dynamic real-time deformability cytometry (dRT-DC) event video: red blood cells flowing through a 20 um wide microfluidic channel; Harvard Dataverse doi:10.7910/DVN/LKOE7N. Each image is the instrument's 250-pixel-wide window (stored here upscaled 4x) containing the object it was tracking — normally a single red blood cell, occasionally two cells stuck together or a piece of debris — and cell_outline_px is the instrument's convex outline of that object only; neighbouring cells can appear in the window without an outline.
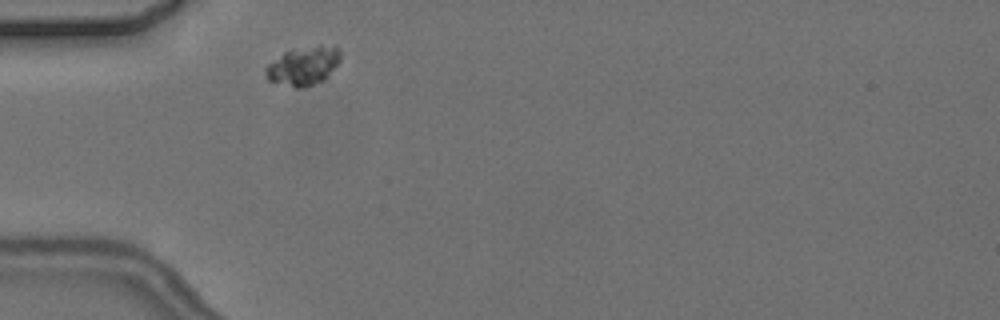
{"species": "common noctule bat (a hibernating species)", "species_latin": "Nyctalus noctula", "temperature_condition": "cold", "stored_images_in_passage": 1, "camera_frame_rate_fps": 3000, "um_per_image_px": 0.085, "animal": {"sex": "female", "body_mass_g": 24.6, "forearm_length_mm": 56.2}, "frame": {"image": 1, "passage_image": 1, "time_ms": 0.0, "image_size_px": [1000, 320], "cell_outline_px": [[340, 60], [328, 76], [324, 80], [300, 88], [296, 88], [268, 80], [264, 72], [264, 68], [268, 64], [284, 52], [292, 48], [320, 44], [340, 48]], "centroid_in_image_um": [25.78, 5.57], "position_along_channel_um": 59.2, "area_um2": 16.99}}